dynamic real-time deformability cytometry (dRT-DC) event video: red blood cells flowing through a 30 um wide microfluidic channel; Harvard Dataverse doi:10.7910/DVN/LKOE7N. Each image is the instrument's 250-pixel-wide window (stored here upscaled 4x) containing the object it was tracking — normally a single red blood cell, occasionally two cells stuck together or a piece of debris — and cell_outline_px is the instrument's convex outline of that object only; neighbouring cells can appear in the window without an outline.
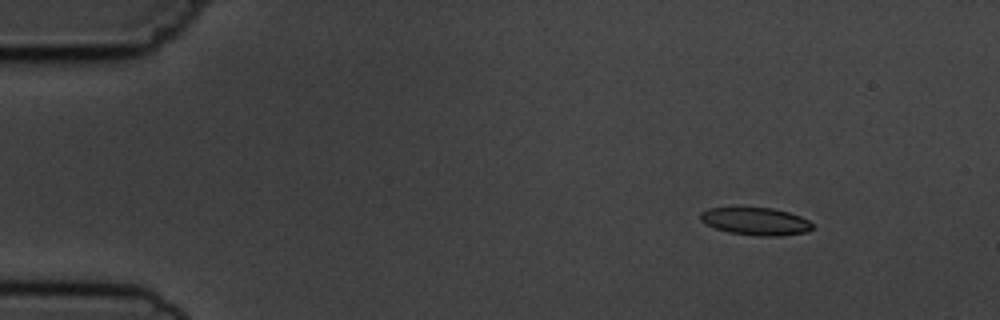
{"species": "common noctule bat (a hibernating species)", "species_latin": "Nyctalus noctula", "temperature_condition": "cold", "stored_images_in_passage": 2, "camera_frame_rate_fps": 3000, "um_per_image_px": 0.085, "animal": {"sex": "male", "body_mass_g": 19.5, "forearm_length_mm": 54.6}, "frame": {"image": 1, "passage_image": 2, "time_ms": 1.333, "image_size_px": [1000, 320], "cell_outline_px": [[812, 228], [808, 232], [780, 236], [756, 236], [728, 232], [716, 228], [700, 220], [700, 212], [708, 208], [736, 204], [772, 208], [788, 212], [800, 216], [808, 220], [812, 224]], "centroid_in_image_um": [64.17, 18.76], "position_along_channel_um": 20.8, "area_um2": 18.84}}